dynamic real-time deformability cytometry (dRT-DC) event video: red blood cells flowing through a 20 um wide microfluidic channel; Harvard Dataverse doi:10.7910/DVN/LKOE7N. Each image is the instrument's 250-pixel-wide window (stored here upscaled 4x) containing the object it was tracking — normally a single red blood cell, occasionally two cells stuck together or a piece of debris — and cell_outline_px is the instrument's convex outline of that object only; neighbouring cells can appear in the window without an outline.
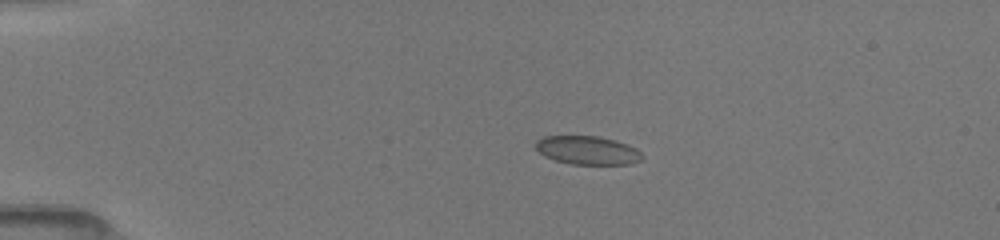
{"species": "common noctule bat (a hibernating species)", "species_latin": "Nyctalus noctula", "temperature_condition": "room temperature", "stored_images_in_passage": 4, "camera_frame_rate_fps": 3000, "um_per_image_px": 0.085, "animal": {"sex": "female", "body_mass_g": 19.5, "forearm_length_mm": 54.1}, "frame": {"image": 1, "passage_image": 1, "time_ms": 0.0, "image_size_px": [1000, 240], "cell_outline_px": [[644, 160], [628, 164], [572, 164], [556, 160], [544, 156], [536, 148], [536, 140], [544, 136], [600, 136], [616, 140], [628, 144], [636, 148], [644, 156]], "centroid_in_image_um": [49.98, 12.77], "position_along_channel_um": 35.0, "area_um2": 17.8}}
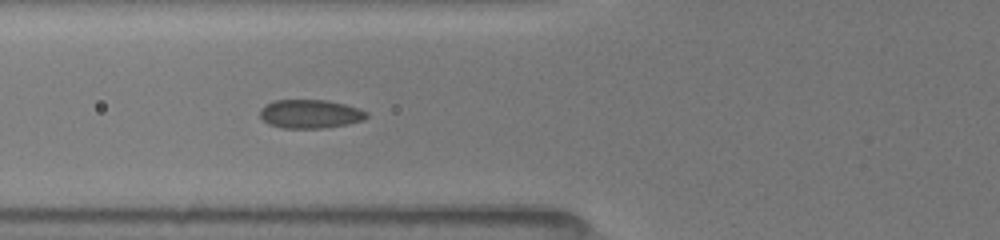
{"frame": {"image": 2, "passage_image": 4, "time_ms": 3.0, "image_size_px": [1000, 240], "cell_outline_px": [[368, 116], [364, 120], [348, 124], [324, 128], [284, 128], [268, 124], [260, 116], [260, 108], [264, 104], [272, 100], [328, 100], [360, 108], [368, 112]], "centroid_in_image_um": [26.37, 9.68], "position_along_channel_um": 99.4, "area_um2": 18.03}}